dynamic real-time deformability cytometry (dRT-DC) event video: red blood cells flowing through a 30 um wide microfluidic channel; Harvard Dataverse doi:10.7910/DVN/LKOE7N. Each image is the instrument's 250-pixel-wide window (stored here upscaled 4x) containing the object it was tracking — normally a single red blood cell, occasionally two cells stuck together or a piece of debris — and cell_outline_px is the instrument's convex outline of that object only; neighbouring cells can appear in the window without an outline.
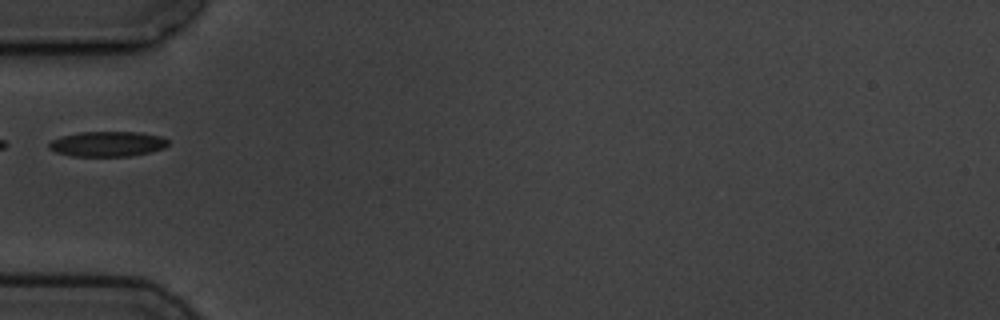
{"species": "common noctule bat (a hibernating species)", "species_latin": "Nyctalus noctula", "temperature_condition": "cold", "stored_images_in_passage": 6, "segment_of_instrument_passage": [2, 2], "camera_frame_rate_fps": 3000, "um_per_image_px": 0.085, "animal": {"sex": "male", "body_mass_g": 19.5, "forearm_length_mm": 54.6}, "frame": {"image": 1, "passage_image": 6, "time_ms": 5.667, "image_size_px": [1000, 320], "cell_outline_px": [[168, 144], [164, 148], [148, 152], [128, 156], [72, 156], [56, 152], [48, 148], [48, 144], [52, 140], [60, 136], [80, 132], [140, 132], [160, 136], [168, 140]], "centroid_in_image_um": [9.1, 12.23], "position_along_channel_um": 75.9, "area_um2": 17.4}}